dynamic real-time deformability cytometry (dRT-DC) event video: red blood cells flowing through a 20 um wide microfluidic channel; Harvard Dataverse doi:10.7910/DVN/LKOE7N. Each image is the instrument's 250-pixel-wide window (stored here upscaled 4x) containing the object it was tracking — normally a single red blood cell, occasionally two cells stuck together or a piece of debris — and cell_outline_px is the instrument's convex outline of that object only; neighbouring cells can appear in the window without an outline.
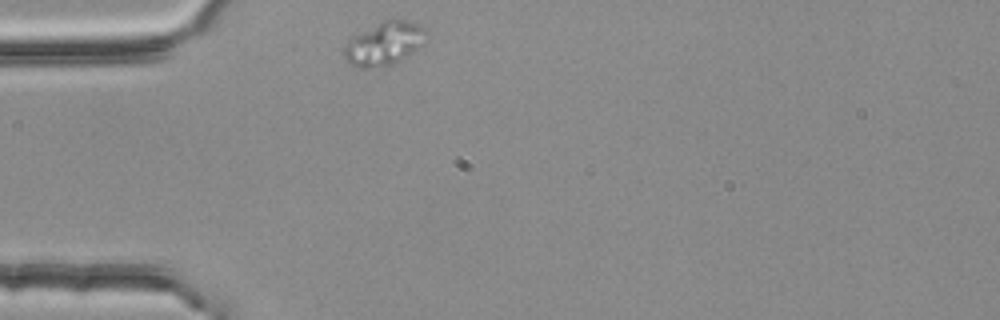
{"species": "common noctule bat (a hibernating species)", "species_latin": "Nyctalus noctula", "temperature_condition": "room temperature", "stored_images_in_passage": 1, "camera_frame_rate_fps": 3000, "um_per_image_px": 0.085, "animal": {"sex": "female", "body_mass_g": 25.1}, "frame": {"image": 1, "passage_image": 1, "time_ms": 0.0, "image_size_px": [1000, 320], "cell_outline_px": [[424, 28], [416, 48], [408, 56], [384, 68], [356, 68], [348, 64], [344, 60], [344, 48], [348, 40], [352, 36], [384, 20], [404, 20], [416, 24]], "centroid_in_image_um": [32.52, 3.76], "position_along_channel_um": 52.5, "area_um2": 20.17}}